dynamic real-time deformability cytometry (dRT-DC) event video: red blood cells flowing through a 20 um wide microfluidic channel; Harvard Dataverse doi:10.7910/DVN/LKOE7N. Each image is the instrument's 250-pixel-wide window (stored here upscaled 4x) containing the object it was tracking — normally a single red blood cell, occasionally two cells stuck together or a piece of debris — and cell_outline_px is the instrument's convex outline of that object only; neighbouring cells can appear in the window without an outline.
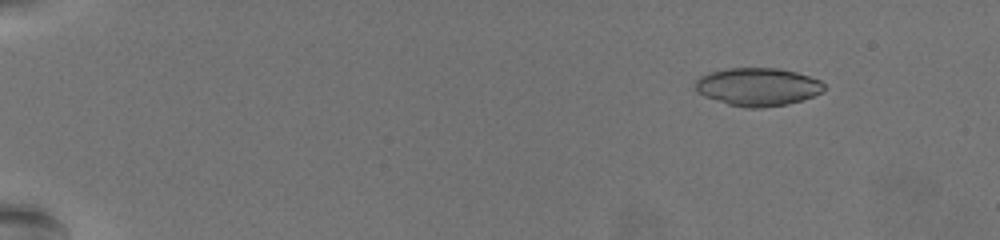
{"species": "common noctule bat (a hibernating species)", "species_latin": "Nyctalus noctula", "temperature_condition": "warm", "stored_images_in_passage": 62, "camera_frame_rate_fps": 3000, "um_per_image_px": 0.085, "animal": {"sex": "female", "body_mass_g": 19.5, "forearm_length_mm": 54.1}, "frame": {"image": 1, "passage_image": 8, "time_ms": 2.333, "image_size_px": [1000, 240], "cell_outline_px": [[824, 92], [800, 100], [784, 104], [764, 108], [744, 108], [728, 104], [704, 96], [696, 92], [692, 88], [696, 80], [700, 76], [708, 72], [728, 68], [780, 68], [796, 72], [820, 80], [824, 84]], "centroid_in_image_um": [64.36, 7.37], "position_along_channel_um": 20.6, "area_um2": 28.73}}
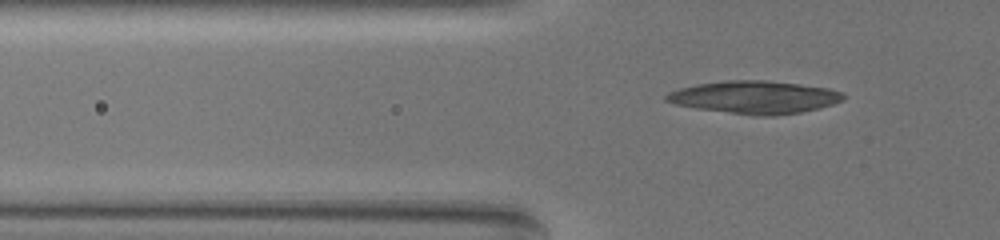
{"frame": {"image": 2, "passage_image": 23, "time_ms": 7.333, "image_size_px": [1000, 240], "cell_outline_px": [[848, 96], [844, 100], [820, 108], [800, 112], [772, 116], [756, 116], [696, 108], [676, 104], [664, 100], [664, 96], [672, 92], [684, 88], [700, 84], [728, 80], [764, 80], [828, 88], [840, 92]], "centroid_in_image_um": [64.2, 8.27], "position_along_channel_um": 61.6, "area_um2": 33.29}}
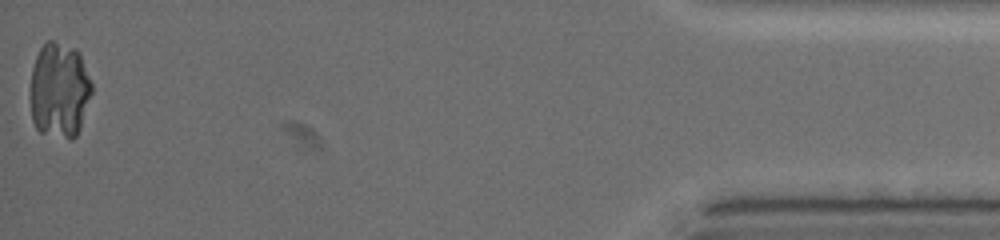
{"frame": {"image": 3, "passage_image": 62, "time_ms": 20.333, "image_size_px": [1000, 240], "cell_outline_px": [[92, 92], [80, 128], [76, 136], [72, 140], [68, 140], [40, 132], [36, 128], [32, 120], [32, 68], [36, 56], [40, 48], [48, 40], [52, 40], [72, 48], [80, 52], [92, 84]], "centroid_in_image_um": [5.07, 7.69], "position_along_channel_um": 430.1, "area_um2": 34.1}}